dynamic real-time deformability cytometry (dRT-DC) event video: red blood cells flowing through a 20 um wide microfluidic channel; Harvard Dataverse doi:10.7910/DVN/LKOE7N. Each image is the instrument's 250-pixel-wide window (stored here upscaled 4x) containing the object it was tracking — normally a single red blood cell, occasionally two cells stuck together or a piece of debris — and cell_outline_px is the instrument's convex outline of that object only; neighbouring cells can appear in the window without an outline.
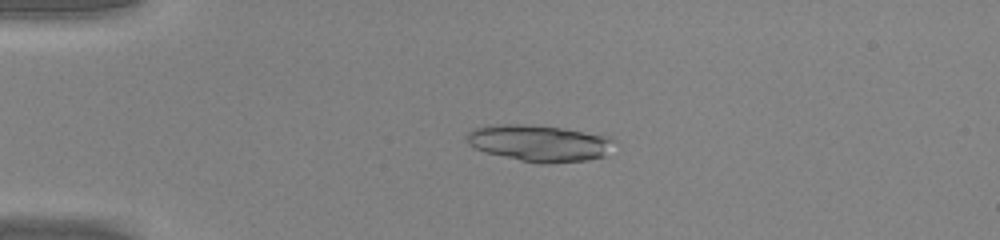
{"species": "common noctule bat (a hibernating species)", "species_latin": "Nyctalus noctula", "temperature_condition": "warm", "stored_images_in_passage": 44, "camera_frame_rate_fps": 3000, "um_per_image_px": 0.085, "animal": {"sex": "male", "body_mass_g": 20.0, "forearm_length_mm": 53.3}, "frame": {"image": 1, "passage_image": 8, "time_ms": 2.333, "image_size_px": [1000, 240], "cell_outline_px": [[616, 140], [604, 156], [588, 160], [548, 164], [540, 164], [520, 160], [484, 152], [468, 144], [464, 136], [472, 128], [500, 124], [520, 124], [564, 128], [612, 136]], "centroid_in_image_um": [45.84, 12.16], "position_along_channel_um": 39.2, "area_um2": 31.67}}